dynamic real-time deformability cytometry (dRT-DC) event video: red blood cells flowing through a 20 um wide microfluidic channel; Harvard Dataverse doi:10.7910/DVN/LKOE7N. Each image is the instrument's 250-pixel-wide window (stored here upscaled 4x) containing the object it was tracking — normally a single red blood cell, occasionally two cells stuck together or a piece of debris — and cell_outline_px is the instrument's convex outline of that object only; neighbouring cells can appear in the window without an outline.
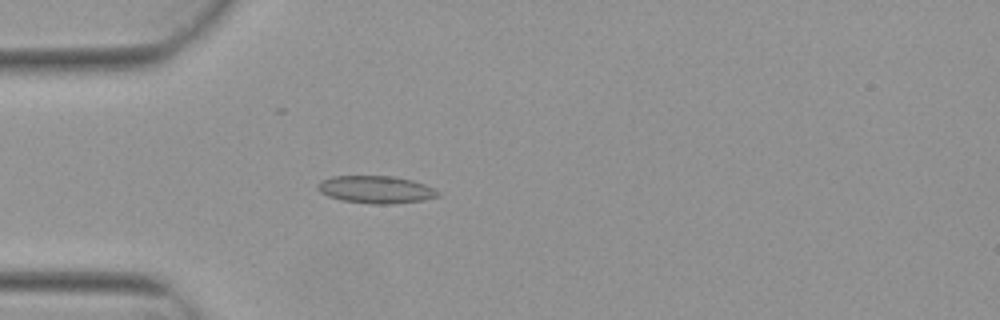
{"species": "Egyptian fruit bat (a non-hibernating species)", "species_latin": "Rousettus aegyptiacus", "temperature_condition": "warm", "stored_images_in_passage": 5, "camera_frame_rate_fps": 3000, "um_per_image_px": 0.085, "animal": {"sex": "female"}, "frame": {"image": 1, "passage_image": 5, "time_ms": 1.333, "image_size_px": [1000, 320], "cell_outline_px": [[440, 196], [424, 200], [392, 204], [372, 204], [340, 200], [328, 196], [320, 192], [316, 188], [316, 184], [320, 180], [332, 176], [392, 176], [412, 180], [424, 184], [440, 192]], "centroid_in_image_um": [31.92, 16.11], "position_along_channel_um": 53.1, "area_um2": 19.42}}